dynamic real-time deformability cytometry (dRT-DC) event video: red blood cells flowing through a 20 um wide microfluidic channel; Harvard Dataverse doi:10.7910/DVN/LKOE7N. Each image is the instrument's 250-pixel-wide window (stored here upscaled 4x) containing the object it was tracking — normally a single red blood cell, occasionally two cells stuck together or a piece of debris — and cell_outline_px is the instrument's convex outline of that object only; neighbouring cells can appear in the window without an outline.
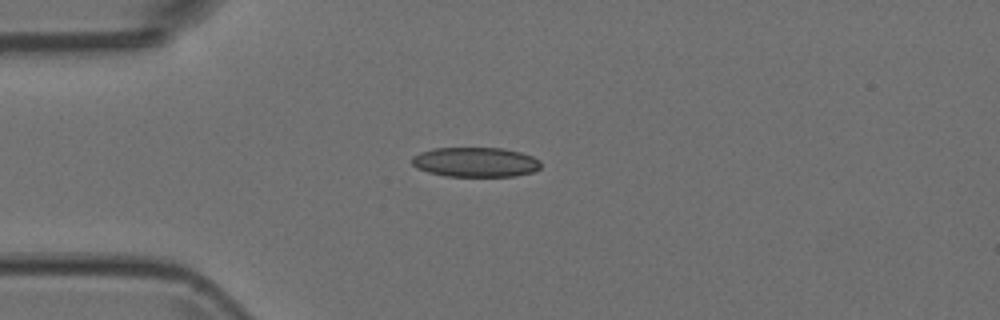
{"species": "Egyptian fruit bat (a non-hibernating species)", "species_latin": "Rousettus aegyptiacus", "temperature_condition": "room temperature", "stored_images_in_passage": 7, "camera_frame_rate_fps": 3000, "um_per_image_px": 0.085, "animal": {"sex": "female"}, "frame": {"image": 1, "passage_image": 3, "time_ms": 0.667, "image_size_px": [1000, 320], "cell_outline_px": [[540, 168], [532, 172], [512, 176], [444, 176], [428, 172], [416, 168], [412, 164], [412, 156], [420, 152], [432, 148], [504, 148], [520, 152], [532, 156], [540, 160]], "centroid_in_image_um": [40.39, 13.77], "position_along_channel_um": 44.6, "area_um2": 22.37}}
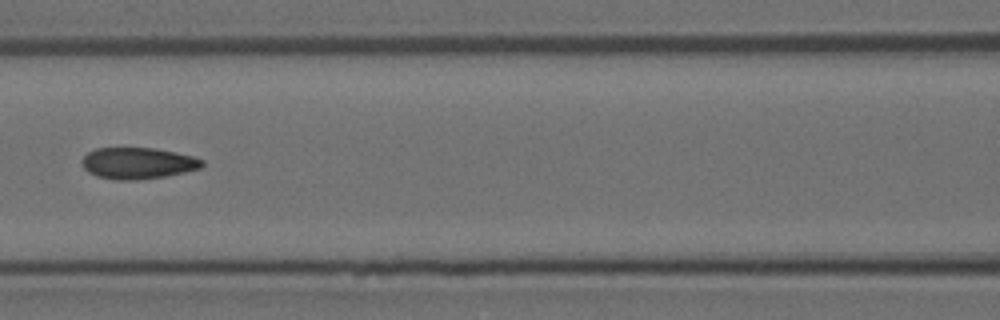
{"frame": {"image": 2, "passage_image": 6, "time_ms": 1.667, "image_size_px": [1000, 320], "cell_outline_px": [[204, 164], [200, 168], [184, 172], [164, 176], [136, 180], [116, 180], [96, 176], [88, 172], [84, 168], [80, 160], [88, 152], [96, 148], [152, 148], [192, 156], [204, 160]], "centroid_in_image_um": [11.67, 13.87], "position_along_channel_um": 154.9, "area_um2": 21.85}}
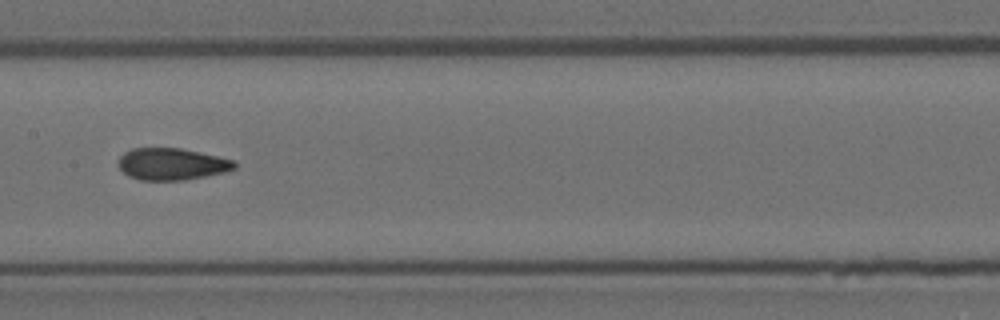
{"frame": {"image": 3, "passage_image": 7, "time_ms": 2.0, "image_size_px": [1000, 320], "cell_outline_px": [[236, 168], [224, 172], [184, 180], [140, 180], [128, 176], [120, 168], [120, 156], [124, 152], [132, 148], [180, 148], [200, 152], [232, 160], [236, 164]], "centroid_in_image_um": [14.59, 13.94], "position_along_channel_um": 192.8, "area_um2": 21.33}}